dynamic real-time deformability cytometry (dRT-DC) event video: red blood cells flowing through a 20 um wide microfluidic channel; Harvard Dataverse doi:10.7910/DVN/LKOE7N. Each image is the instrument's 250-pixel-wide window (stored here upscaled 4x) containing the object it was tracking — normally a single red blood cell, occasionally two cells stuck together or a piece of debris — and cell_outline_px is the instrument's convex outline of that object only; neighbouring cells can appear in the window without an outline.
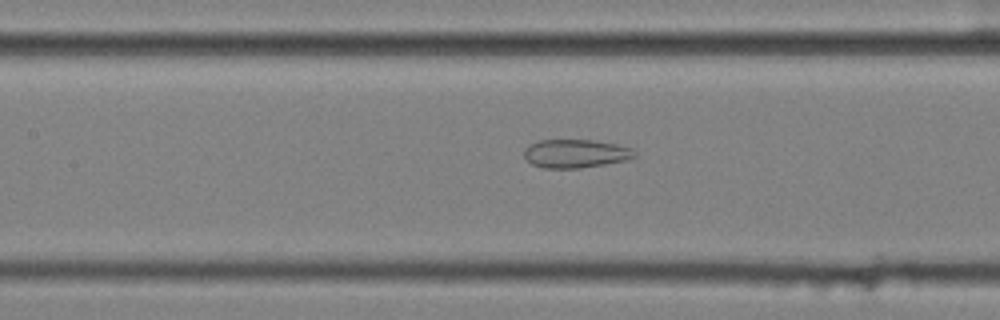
{"species": "common noctule bat (a hibernating species)", "species_latin": "Nyctalus noctula", "temperature_condition": "cold", "stored_images_in_passage": 42, "camera_frame_rate_fps": 3000, "um_per_image_px": 0.085, "animal": {"sex": "female", "body_mass_g": 25.1}, "frame": {"image": 1, "passage_image": 18, "time_ms": 5.667, "image_size_px": [1000, 320], "cell_outline_px": [[636, 156], [628, 160], [580, 168], [544, 168], [532, 164], [524, 156], [524, 148], [528, 144], [540, 140], [592, 140], [616, 144], [632, 148], [636, 152]], "centroid_in_image_um": [48.92, 13.05], "position_along_channel_um": 158.5, "area_um2": 18.38}}
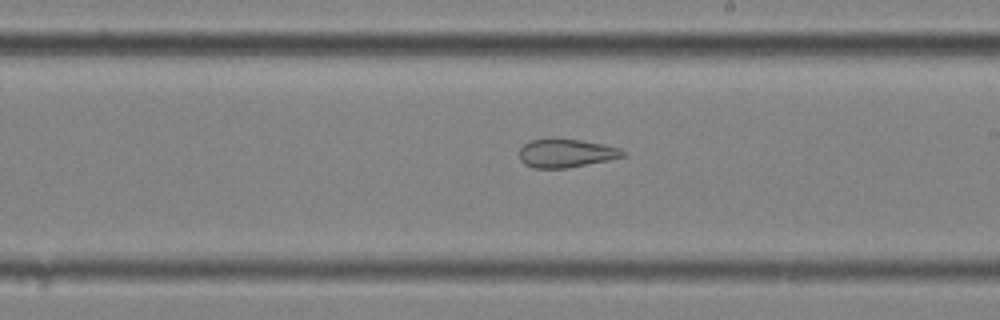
{"frame": {"image": 2, "passage_image": 25, "time_ms": 8.0, "image_size_px": [1000, 320], "cell_outline_px": [[628, 152], [624, 156], [608, 160], [568, 168], [532, 168], [524, 164], [520, 160], [520, 148], [524, 144], [532, 140], [552, 136], [580, 140], [604, 144], [620, 148]], "centroid_in_image_um": [48.1, 12.99], "position_along_channel_um": 240.9, "area_um2": 17.63}}
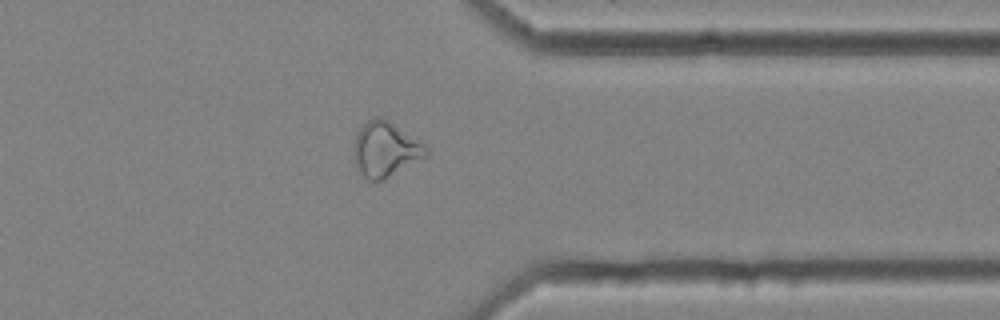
{"frame": {"image": 3, "passage_image": 37, "time_ms": 12.0, "image_size_px": [1000, 320], "cell_outline_px": [[428, 156], [384, 180], [368, 180], [360, 172], [356, 164], [352, 148], [356, 132], [372, 116], [380, 116], [388, 120], [424, 144], [428, 148]], "centroid_in_image_um": [32.75, 12.69], "position_along_channel_um": 378.7, "area_um2": 23.29}, "authors_computed_cell_mechanics": {"area_um2": 21.7906, "velocity_mm_per_s": 3.5404, "shape_relaxation_time_tau1_ms": null, "shape_relaxation_time_tau2_ms": 2.4404, "deformation_change_tau1": null, "deformation_change_tau2": 0.1159}}